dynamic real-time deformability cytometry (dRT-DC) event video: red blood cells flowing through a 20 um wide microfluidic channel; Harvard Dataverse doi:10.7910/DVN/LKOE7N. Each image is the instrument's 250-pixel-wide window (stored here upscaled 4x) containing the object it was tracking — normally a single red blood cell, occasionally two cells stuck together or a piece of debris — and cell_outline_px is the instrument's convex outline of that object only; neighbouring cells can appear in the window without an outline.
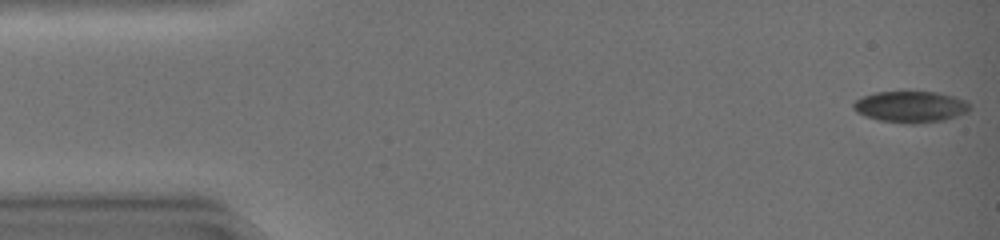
{"species": "common noctule bat (a hibernating species)", "species_latin": "Nyctalus noctula", "temperature_condition": "warm", "stored_images_in_passage": 44, "camera_frame_rate_fps": 3000, "um_per_image_px": 0.085, "animal": {"sex": "female", "body_mass_g": 19.0, "forearm_length_mm": 51.5}, "frame": {"image": 1, "passage_image": 1, "time_ms": 0.0, "image_size_px": [1000, 240], "cell_outline_px": [[972, 108], [968, 112], [944, 120], [912, 124], [880, 120], [856, 112], [852, 108], [852, 104], [856, 100], [864, 96], [876, 92], [936, 92], [952, 96], [964, 100], [972, 104]], "centroid_in_image_um": [77.43, 9.07], "position_along_channel_um": 7.6, "area_um2": 21.1}}
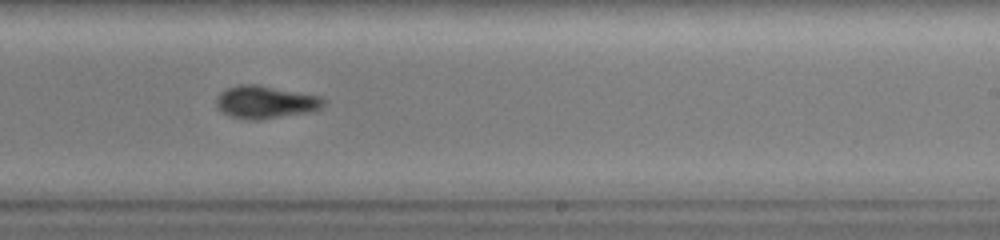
{"frame": {"image": 2, "passage_image": 28, "time_ms": 9.0, "image_size_px": [1000, 240], "cell_outline_px": [[324, 104], [320, 108], [308, 112], [260, 120], [248, 120], [232, 116], [224, 112], [216, 104], [216, 96], [220, 92], [228, 88], [240, 84], [260, 84], [320, 96], [324, 100]], "centroid_in_image_um": [22.56, 8.66], "position_along_channel_um": 266.4, "area_um2": 20.35}}
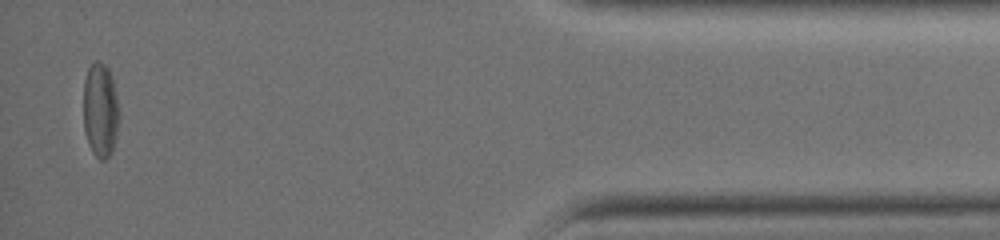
{"frame": {"image": 3, "passage_image": 43, "time_ms": 14.0, "image_size_px": [1000, 240], "cell_outline_px": [[120, 116], [116, 136], [112, 152], [104, 160], [100, 160], [92, 152], [88, 144], [84, 132], [84, 80], [88, 68], [96, 60], [104, 64], [108, 68], [112, 80], [120, 112]], "centroid_in_image_um": [8.53, 9.4], "position_along_channel_um": 426.7, "area_um2": 19.71}, "authors_computed_cell_mechanics": {"area_um2": 20.6924, "velocity_mm_per_s": 4.3353, "shape_relaxation_time_tau1_ms": null, "shape_relaxation_time_tau2_ms": 8.8809, "deformation_change_tau1": null, "deformation_change_tau2": 0.13}}